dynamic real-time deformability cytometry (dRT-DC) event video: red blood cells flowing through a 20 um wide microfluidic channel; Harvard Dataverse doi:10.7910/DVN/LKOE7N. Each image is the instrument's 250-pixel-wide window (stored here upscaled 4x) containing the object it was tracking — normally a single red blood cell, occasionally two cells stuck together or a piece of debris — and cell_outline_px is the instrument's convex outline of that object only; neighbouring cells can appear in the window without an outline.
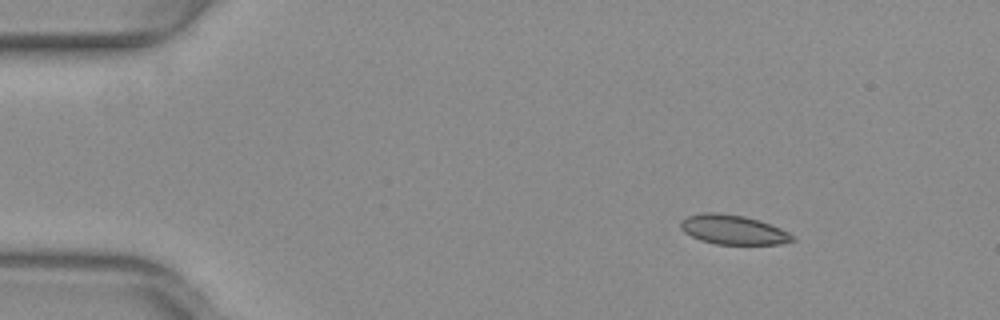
{"species": "common noctule bat (a hibernating species)", "species_latin": "Nyctalus noctula", "temperature_condition": "warm", "stored_images_in_passage": 45, "camera_frame_rate_fps": 3000, "um_per_image_px": 0.085, "animal": {"sex": "female", "body_mass_g": 29.2, "forearm_length_mm": 56.3}, "frame": {"image": 1, "passage_image": 1, "time_ms": 0.0, "image_size_px": [1000, 320], "cell_outline_px": [[796, 240], [780, 244], [716, 244], [700, 240], [684, 232], [680, 228], [680, 220], [688, 216], [704, 212], [716, 212], [744, 216], [760, 220], [780, 228], [796, 236]], "centroid_in_image_um": [62.32, 19.52], "position_along_channel_um": 22.7, "area_um2": 19.31}}
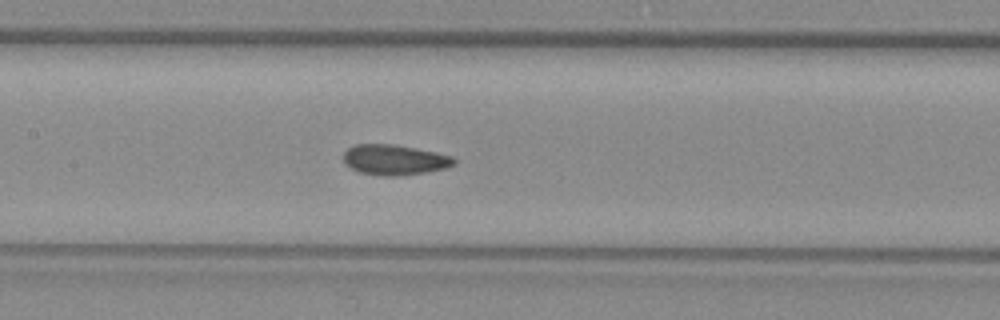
{"frame": {"image": 2, "passage_image": 19, "time_ms": 6.0, "image_size_px": [1000, 320], "cell_outline_px": [[456, 164], [448, 168], [424, 172], [396, 176], [384, 176], [360, 172], [344, 164], [344, 152], [348, 148], [356, 144], [392, 144], [436, 152], [452, 156], [456, 160]], "centroid_in_image_um": [33.55, 13.58], "position_along_channel_um": 173.9, "area_um2": 19.48}}
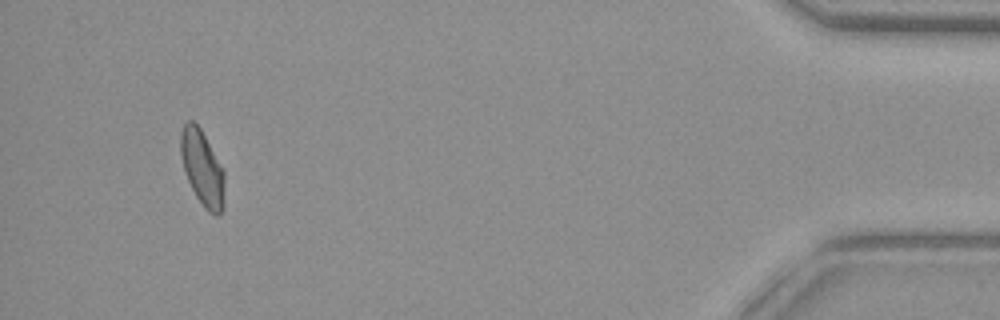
{"frame": {"image": 3, "passage_image": 43, "time_ms": 14.0, "image_size_px": [1000, 320], "cell_outline_px": [[224, 208], [220, 216], [216, 216], [208, 212], [204, 208], [196, 196], [188, 180], [180, 156], [180, 132], [184, 124], [188, 120], [192, 120], [200, 128], [224, 172]], "centroid_in_image_um": [17.19, 14.32], "position_along_channel_um": 418.0, "area_um2": 19.19}}